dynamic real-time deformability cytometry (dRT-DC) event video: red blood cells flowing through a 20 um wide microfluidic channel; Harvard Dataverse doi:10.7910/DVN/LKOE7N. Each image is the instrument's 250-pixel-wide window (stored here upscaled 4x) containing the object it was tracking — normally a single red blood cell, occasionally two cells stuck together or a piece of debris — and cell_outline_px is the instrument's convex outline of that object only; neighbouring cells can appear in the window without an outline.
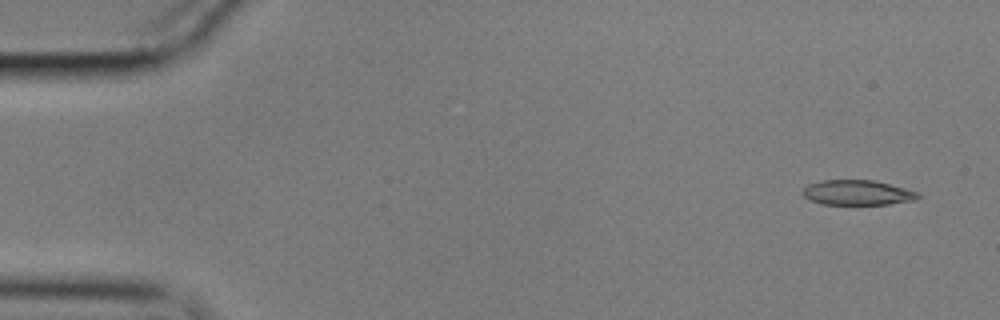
{"species": "common noctule bat (a hibernating species)", "species_latin": "Nyctalus noctula", "temperature_condition": "cold", "stored_images_in_passage": 53, "camera_frame_rate_fps": 3000, "um_per_image_px": 0.085, "animal": {"sex": "male", "body_mass_g": 17.9}, "frame": {"image": 1, "passage_image": 1, "time_ms": 0.0, "image_size_px": [1000, 320], "cell_outline_px": [[924, 196], [916, 200], [888, 204], [820, 204], [804, 196], [804, 188], [808, 184], [820, 180], [872, 180], [920, 192]], "centroid_in_image_um": [72.94, 16.37], "position_along_channel_um": 12.1, "area_um2": 16.76}}
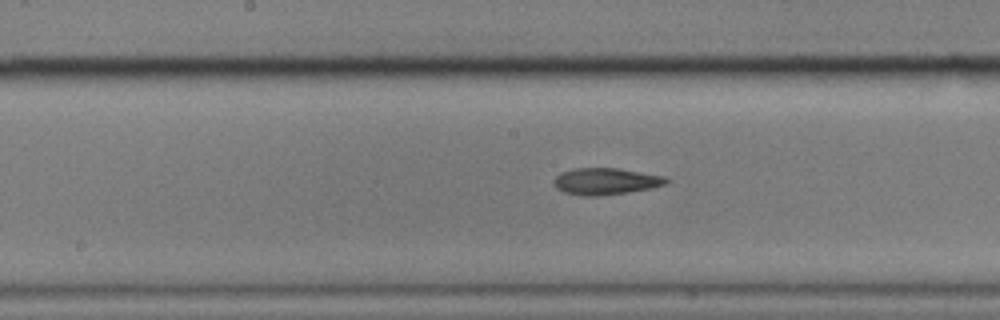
{"frame": {"image": 2, "passage_image": 26, "time_ms": 8.333, "image_size_px": [1000, 320], "cell_outline_px": [[672, 180], [664, 184], [652, 188], [628, 192], [600, 196], [580, 196], [564, 192], [556, 188], [552, 184], [552, 180], [560, 172], [572, 168], [616, 168], [664, 176]], "centroid_in_image_um": [51.43, 15.41], "position_along_channel_um": 196.8, "area_um2": 17.69}}
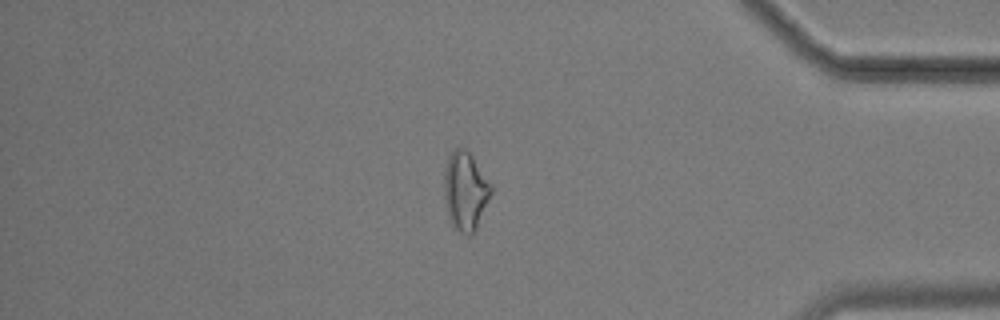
{"frame": {"image": 3, "passage_image": 45, "time_ms": 14.667, "image_size_px": [1000, 320], "cell_outline_px": [[492, 192], [476, 228], [472, 236], [468, 236], [452, 228], [448, 216], [444, 196], [444, 172], [448, 156], [460, 144], [472, 156], [492, 184]], "centroid_in_image_um": [39.54, 16.24], "position_along_channel_um": 395.7, "area_um2": 21.68}, "authors_computed_cell_mechanics": {"area_um2": 18.0336, "velocity_mm_per_s": 3.5978, "shape_relaxation_time_tau1_ms": null, "shape_relaxation_time_tau2_ms": 4.3696, "deformation_change_tau1": null, "deformation_change_tau2": 0.1282}}